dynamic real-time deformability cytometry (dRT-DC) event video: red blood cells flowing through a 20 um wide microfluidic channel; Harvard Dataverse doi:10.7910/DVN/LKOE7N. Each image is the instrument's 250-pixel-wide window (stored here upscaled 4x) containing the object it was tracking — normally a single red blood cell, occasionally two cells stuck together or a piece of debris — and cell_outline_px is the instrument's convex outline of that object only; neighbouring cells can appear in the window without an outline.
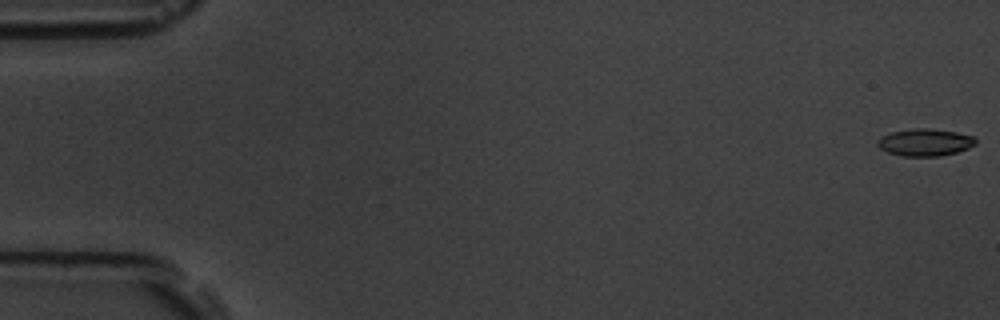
{"species": "common noctule bat (a hibernating species)", "species_latin": "Nyctalus noctula", "temperature_condition": "room temperature", "stored_images_in_passage": 7, "camera_frame_rate_fps": 3000, "um_per_image_px": 0.085, "animal": {"sex": "male", "body_mass_g": 19.5, "forearm_length_mm": 54.6}, "frame": {"image": 1, "passage_image": 1, "time_ms": 0.0, "image_size_px": [1000, 320], "cell_outline_px": [[976, 144], [968, 148], [956, 152], [940, 156], [900, 156], [888, 152], [880, 148], [876, 144], [880, 136], [892, 132], [912, 128], [928, 128], [956, 132], [972, 136], [976, 140]], "centroid_in_image_um": [78.6, 12.1], "position_along_channel_um": 6.4, "area_um2": 15.55}}